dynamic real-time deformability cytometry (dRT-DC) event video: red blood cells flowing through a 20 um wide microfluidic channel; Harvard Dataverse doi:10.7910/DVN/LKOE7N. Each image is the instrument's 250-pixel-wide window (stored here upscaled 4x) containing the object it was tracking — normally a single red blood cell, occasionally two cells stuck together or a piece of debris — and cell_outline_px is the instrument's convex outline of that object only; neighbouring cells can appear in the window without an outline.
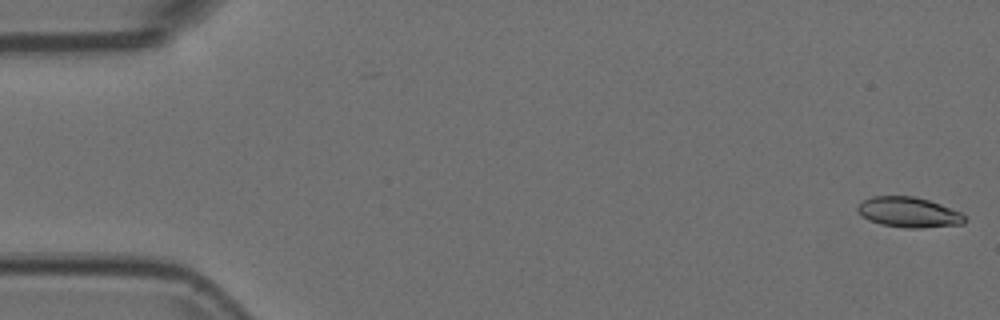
{"species": "Egyptian fruit bat (a non-hibernating species)", "species_latin": "Rousettus aegyptiacus", "temperature_condition": "room temperature", "stored_images_in_passage": 54, "camera_frame_rate_fps": 3000, "um_per_image_px": 0.085, "animal": {"sex": "female"}, "frame": {"image": 1, "passage_image": 1, "time_ms": 0.0, "image_size_px": [1000, 320], "cell_outline_px": [[968, 220], [964, 224], [920, 228], [904, 228], [880, 224], [856, 212], [856, 208], [860, 200], [872, 196], [916, 196], [940, 204], [960, 212]], "centroid_in_image_um": [77.23, 18.04], "position_along_channel_um": 7.8, "area_um2": 19.02}}
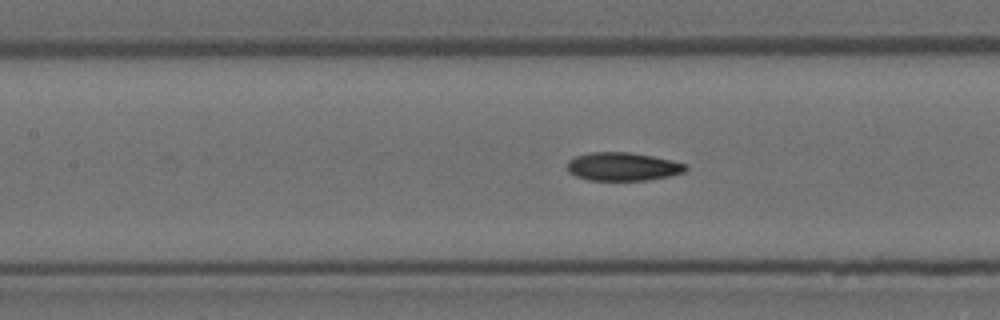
{"frame": {"image": 2, "passage_image": 24, "time_ms": 7.667, "image_size_px": [1000, 320], "cell_outline_px": [[688, 168], [684, 172], [672, 176], [648, 180], [588, 180], [576, 176], [568, 172], [568, 160], [576, 156], [588, 152], [628, 152], [652, 156], [672, 160], [688, 164]], "centroid_in_image_um": [52.96, 14.16], "position_along_channel_um": 154.4, "area_um2": 19.71}}
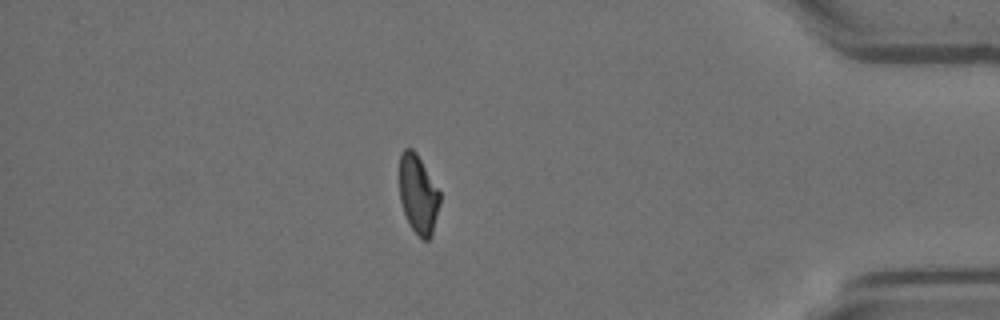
{"frame": {"image": 3, "passage_image": 47, "time_ms": 15.333, "image_size_px": [1000, 320], "cell_outline_px": [[440, 204], [432, 236], [428, 240], [420, 240], [408, 224], [400, 200], [400, 156], [404, 148], [412, 148], [416, 152], [440, 192]], "centroid_in_image_um": [35.55, 16.57], "position_along_channel_um": 399.6, "area_um2": 18.73}}